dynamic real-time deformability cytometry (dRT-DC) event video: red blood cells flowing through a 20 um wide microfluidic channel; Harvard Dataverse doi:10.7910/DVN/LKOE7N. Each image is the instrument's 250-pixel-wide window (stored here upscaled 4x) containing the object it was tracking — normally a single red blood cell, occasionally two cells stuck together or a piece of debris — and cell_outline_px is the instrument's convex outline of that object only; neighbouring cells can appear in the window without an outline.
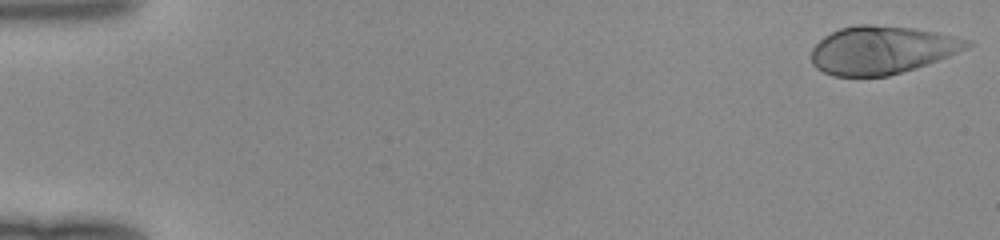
{"species": "human", "species_latin": "Homo sapiens", "temperature_condition": "room temperature", "stored_images_in_passage": 49, "camera_frame_rate_fps": 3000, "um_per_image_px": 0.085, "donor": {"sex": "female"}, "frame": {"image": 1, "passage_image": 1, "time_ms": 0.0, "image_size_px": [1000, 240], "cell_outline_px": [[976, 44], [968, 48], [948, 56], [916, 68], [888, 76], [832, 76], [816, 68], [812, 64], [812, 48], [824, 36], [840, 28], [856, 24], [868, 24], [912, 28], [936, 32], [956, 36], [972, 40]], "centroid_in_image_um": [74.98, 4.25], "position_along_channel_um": 10.0, "area_um2": 43.64}}
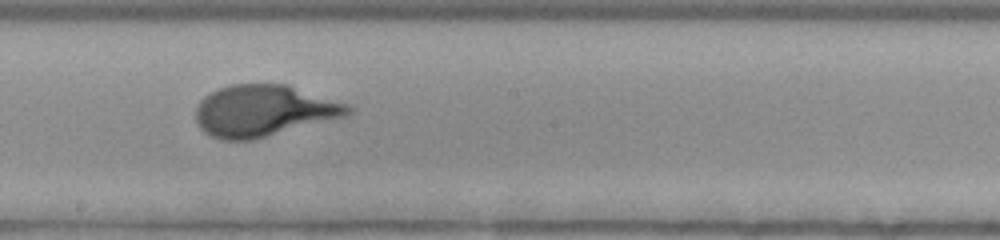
{"frame": {"image": 2, "passage_image": 28, "time_ms": 9.0, "image_size_px": [1000, 240], "cell_outline_px": [[356, 108], [348, 116], [252, 140], [220, 140], [204, 132], [200, 128], [196, 120], [196, 108], [200, 100], [204, 96], [220, 88], [232, 84], [288, 84], [352, 104]], "centroid_in_image_um": [22.49, 9.41], "position_along_channel_um": 225.7, "area_um2": 46.24}}
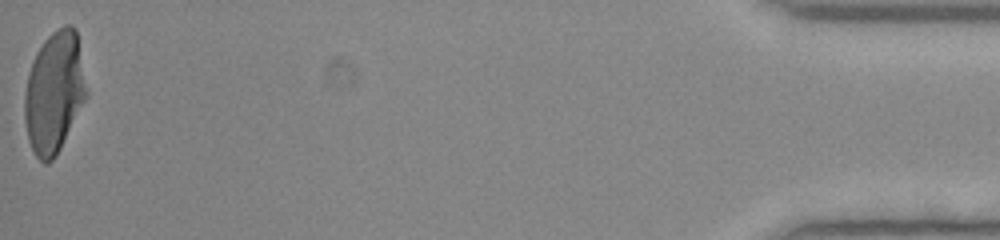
{"frame": {"image": 3, "passage_image": 49, "time_ms": 16.0, "image_size_px": [1000, 240], "cell_outline_px": [[88, 96], [56, 156], [48, 164], [44, 164], [36, 156], [28, 140], [24, 120], [24, 92], [28, 72], [36, 52], [44, 40], [52, 32], [64, 24], [72, 24], [76, 28], [88, 92]], "centroid_in_image_um": [4.61, 7.84], "position_along_channel_um": 430.6, "area_um2": 44.22}}